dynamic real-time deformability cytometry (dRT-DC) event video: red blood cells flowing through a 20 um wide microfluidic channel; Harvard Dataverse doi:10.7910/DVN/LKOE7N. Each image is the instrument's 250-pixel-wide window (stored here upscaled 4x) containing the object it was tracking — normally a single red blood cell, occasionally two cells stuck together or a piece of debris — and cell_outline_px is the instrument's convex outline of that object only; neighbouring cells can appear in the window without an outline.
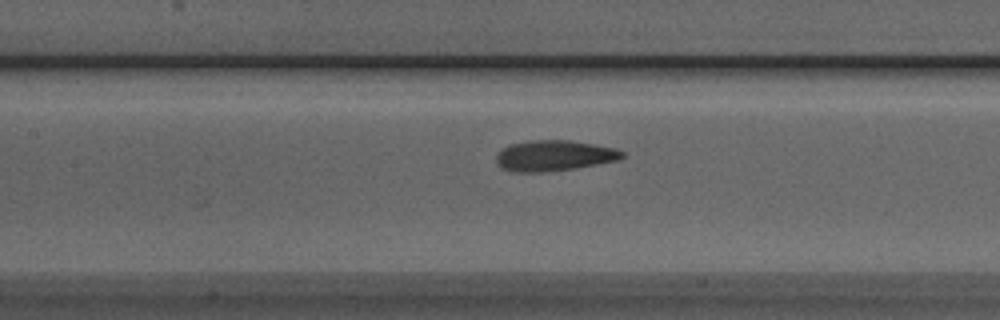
{"species": "Egyptian fruit bat (a non-hibernating species)", "species_latin": "Rousettus aegyptiacus", "temperature_condition": "room temperature", "stored_images_in_passage": 38, "camera_frame_rate_fps": 3000, "um_per_image_px": 0.085, "animal": {"sex": "male"}, "frame": {"image": 1, "passage_image": 13, "time_ms": 4.0, "image_size_px": [1000, 320], "cell_outline_px": [[624, 156], [620, 160], [572, 168], [540, 172], [512, 172], [500, 168], [496, 164], [496, 152], [508, 144], [532, 140], [568, 140], [616, 148], [624, 152]], "centroid_in_image_um": [47.03, 13.22], "position_along_channel_um": 160.4, "area_um2": 22.6}}
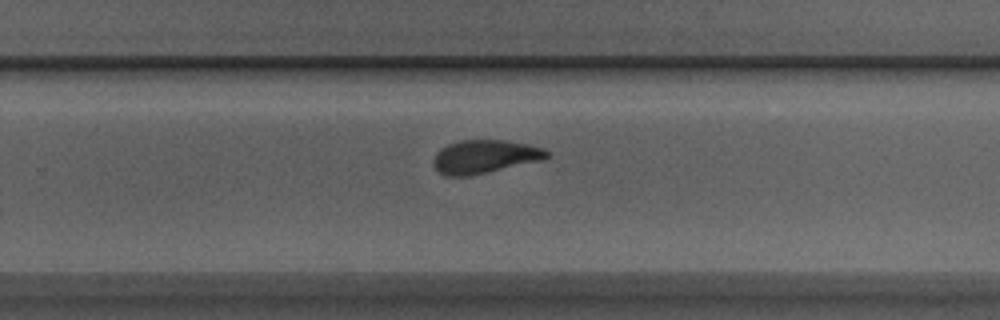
{"frame": {"image": 2, "passage_image": 23, "time_ms": 7.333, "image_size_px": [1000, 320], "cell_outline_px": [[548, 156], [544, 160], [468, 176], [444, 176], [432, 164], [432, 160], [436, 152], [440, 148], [448, 144], [460, 140], [504, 140], [528, 144], [544, 148], [548, 152]], "centroid_in_image_um": [41.18, 13.31], "position_along_channel_um": 288.6, "area_um2": 22.14}}
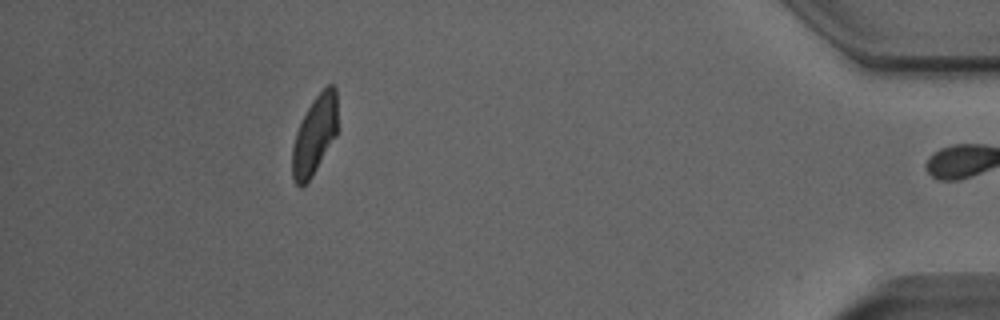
{"frame": {"image": 3, "passage_image": 37, "time_ms": 12.0, "image_size_px": [1000, 320], "cell_outline_px": [[336, 136], [312, 176], [300, 188], [292, 180], [292, 148], [296, 132], [312, 100], [328, 84], [332, 84], [336, 88]], "centroid_in_image_um": [26.72, 11.51], "position_along_channel_um": 408.5, "area_um2": 20.46}, "authors_computed_cell_mechanics": {"area_um2": 22.5998, "velocity_mm_per_s": 3.8643, "shape_relaxation_time_tau1_ms": 4.8717, "shape_relaxation_time_tau2_ms": 1.6176, "deformation_change_tau1": 0.1513, "deformation_change_tau2": 0.0804}}